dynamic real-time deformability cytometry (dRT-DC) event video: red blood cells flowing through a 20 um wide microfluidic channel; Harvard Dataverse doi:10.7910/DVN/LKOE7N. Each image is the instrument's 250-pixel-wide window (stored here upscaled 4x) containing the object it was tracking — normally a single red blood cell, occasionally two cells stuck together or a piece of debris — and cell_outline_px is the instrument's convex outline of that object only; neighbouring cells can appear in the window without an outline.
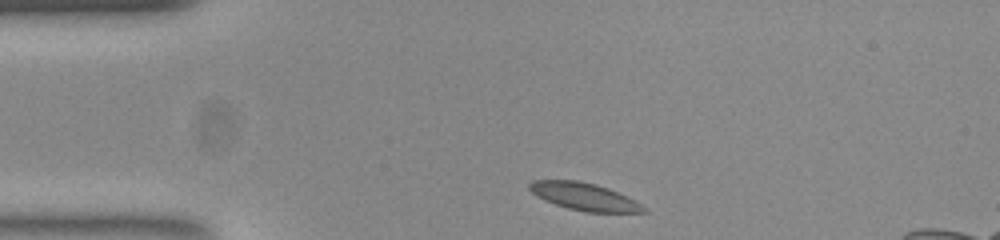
{"species": "common noctule bat (a hibernating species)", "species_latin": "Nyctalus noctula", "temperature_condition": "room temperature", "stored_images_in_passage": 37, "camera_frame_rate_fps": 3000, "um_per_image_px": 0.085, "animal": {"sex": "female", "body_mass_g": 23.0, "forearm_length_mm": 53.4}, "frame": {"image": 1, "passage_image": 1, "time_ms": 0.0, "image_size_px": [1000, 240], "cell_outline_px": [[648, 212], [584, 212], [568, 208], [544, 200], [536, 196], [528, 188], [528, 184], [532, 180], [576, 180], [596, 184], [608, 188], [640, 204]], "centroid_in_image_um": [49.58, 16.7], "position_along_channel_um": 35.4, "area_um2": 17.98}}
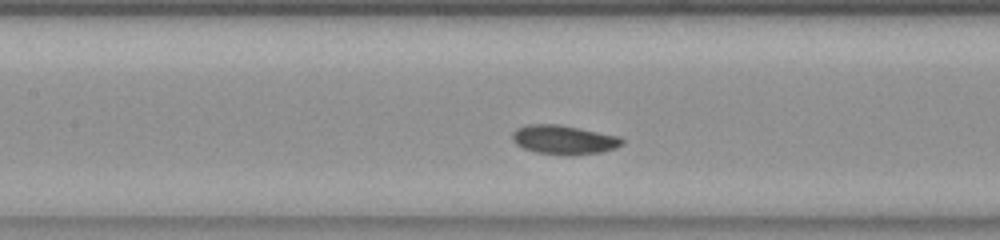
{"frame": {"image": 2, "passage_image": 14, "time_ms": 4.333, "image_size_px": [1000, 240], "cell_outline_px": [[624, 144], [616, 148], [600, 152], [572, 156], [568, 156], [536, 152], [524, 148], [516, 144], [512, 140], [512, 132], [516, 128], [528, 124], [560, 124], [620, 136], [624, 140]], "centroid_in_image_um": [47.94, 11.88], "position_along_channel_um": 159.5, "area_um2": 18.9}}
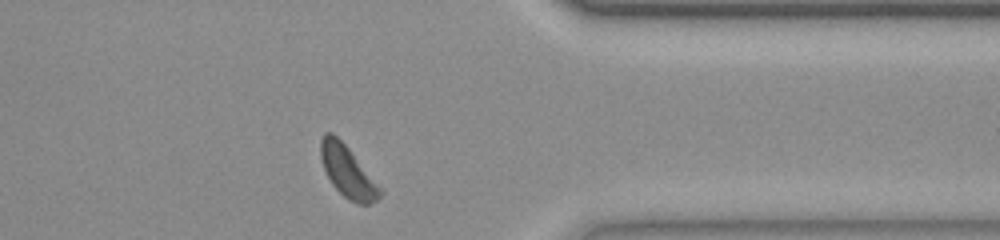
{"frame": {"image": 3, "passage_image": 33, "time_ms": 10.667, "image_size_px": [1000, 240], "cell_outline_px": [[384, 192], [376, 200], [368, 204], [356, 204], [348, 200], [332, 184], [324, 168], [320, 156], [320, 140], [324, 132], [332, 132], [348, 148]], "centroid_in_image_um": [29.53, 14.59], "position_along_channel_um": 381.9, "area_um2": 17.46}}